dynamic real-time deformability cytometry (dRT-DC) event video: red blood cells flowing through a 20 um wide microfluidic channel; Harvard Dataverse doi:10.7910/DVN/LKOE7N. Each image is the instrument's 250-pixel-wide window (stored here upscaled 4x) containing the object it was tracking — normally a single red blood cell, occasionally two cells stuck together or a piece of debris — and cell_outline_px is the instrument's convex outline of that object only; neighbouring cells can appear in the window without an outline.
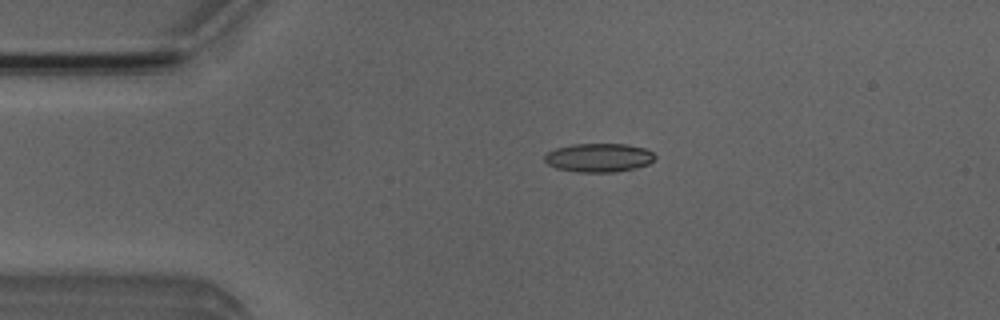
{"species": "Egyptian fruit bat (a non-hibernating species)", "species_latin": "Rousettus aegyptiacus", "temperature_condition": "room temperature", "stored_images_in_passage": 4, "camera_frame_rate_fps": 3000, "um_per_image_px": 0.085, "animal": {"sex": "male"}, "frame": {"image": 1, "passage_image": 3, "time_ms": 2.333, "image_size_px": [1000, 320], "cell_outline_px": [[656, 156], [648, 164], [636, 168], [616, 172], [576, 172], [556, 168], [548, 164], [544, 160], [544, 156], [548, 152], [556, 148], [572, 144], [628, 144], [644, 148], [652, 152]], "centroid_in_image_um": [50.89, 13.4], "position_along_channel_um": 34.1, "area_um2": 18.5}}